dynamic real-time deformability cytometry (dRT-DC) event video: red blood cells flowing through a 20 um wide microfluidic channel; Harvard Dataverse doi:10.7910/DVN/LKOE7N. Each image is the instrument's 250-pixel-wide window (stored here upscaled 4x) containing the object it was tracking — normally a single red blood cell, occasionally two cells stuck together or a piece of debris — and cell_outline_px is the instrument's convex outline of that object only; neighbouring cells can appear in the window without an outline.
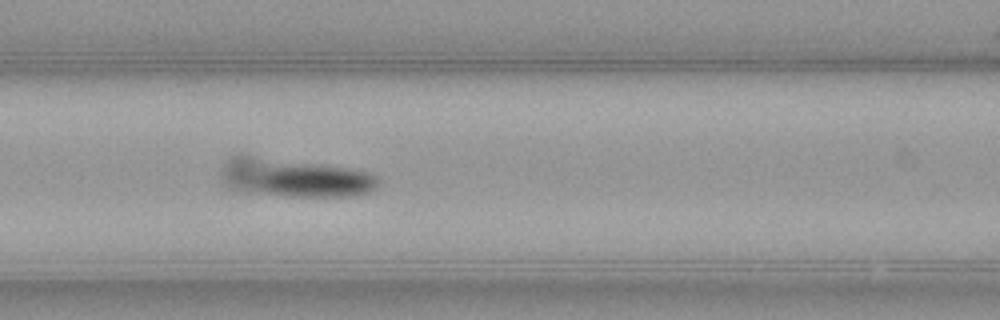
{"species": "common noctule bat (a hibernating species)", "species_latin": "Nyctalus noctula", "temperature_condition": "warm", "stored_images_in_passage": 43, "camera_frame_rate_fps": 3000, "um_per_image_px": 0.085, "animal": {"sex": "female", "body_mass_g": 21.9}, "frame": {"image": 1, "passage_image": 12, "time_ms": 3.667, "image_size_px": [1000, 320], "cell_outline_px": [[380, 184], [376, 188], [368, 192], [352, 196], [288, 196], [248, 192], [228, 188], [224, 184], [220, 176], [220, 172], [224, 164], [232, 156], [240, 152], [244, 152], [352, 168], [368, 172], [380, 176]], "centroid_in_image_um": [24.99, 15.05], "position_along_channel_um": 141.6, "area_um2": 36.53}}
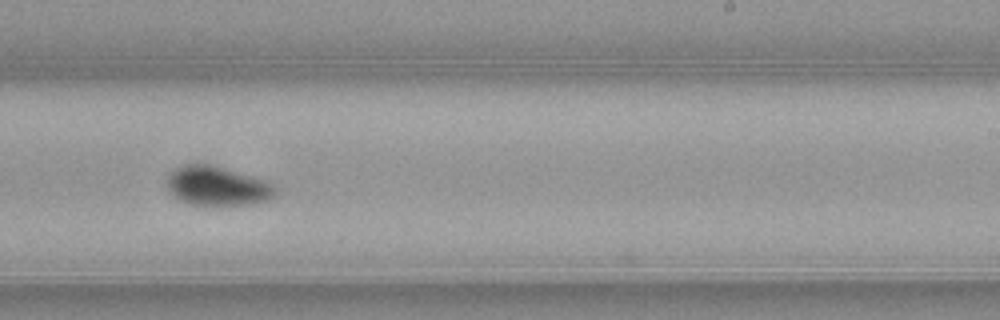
{"frame": {"image": 2, "passage_image": 22, "time_ms": 7.0, "image_size_px": [1000, 320], "cell_outline_px": [[276, 192], [268, 200], [252, 204], [212, 208], [188, 204], [180, 200], [168, 192], [168, 176], [180, 164], [212, 164], [268, 180], [276, 188]], "centroid_in_image_um": [18.48, 15.85], "position_along_channel_um": 270.5, "area_um2": 25.72}}
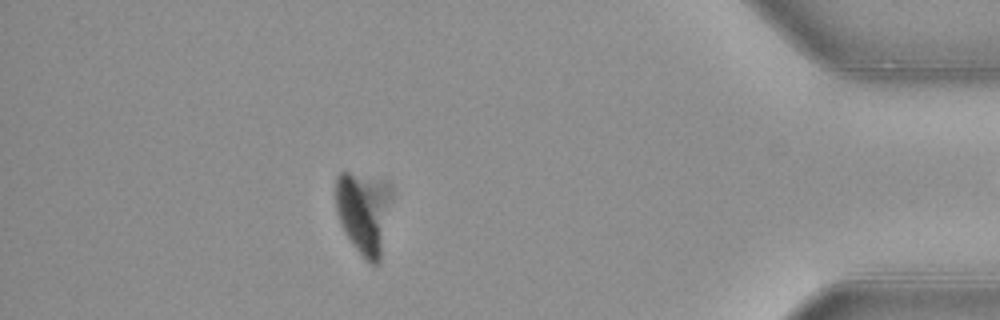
{"frame": {"image": 3, "passage_image": 36, "time_ms": 11.667, "image_size_px": [1000, 320], "cell_outline_px": [[392, 196], [380, 264], [368, 264], [352, 244], [344, 232], [340, 224], [336, 212], [336, 176], [340, 172], [348, 172], [388, 184], [392, 192]], "centroid_in_image_um": [30.91, 18.12], "position_along_channel_um": 404.3, "area_um2": 26.99}, "authors_computed_cell_mechanics": {"area_um2": 28.611, "velocity_mm_per_s": 3.8986, "shape_relaxation_time_tau1_ms": 3.9157, "shape_relaxation_time_tau2_ms": null, "deformation_change_tau1": 0.2174, "deformation_change_tau2": null}}